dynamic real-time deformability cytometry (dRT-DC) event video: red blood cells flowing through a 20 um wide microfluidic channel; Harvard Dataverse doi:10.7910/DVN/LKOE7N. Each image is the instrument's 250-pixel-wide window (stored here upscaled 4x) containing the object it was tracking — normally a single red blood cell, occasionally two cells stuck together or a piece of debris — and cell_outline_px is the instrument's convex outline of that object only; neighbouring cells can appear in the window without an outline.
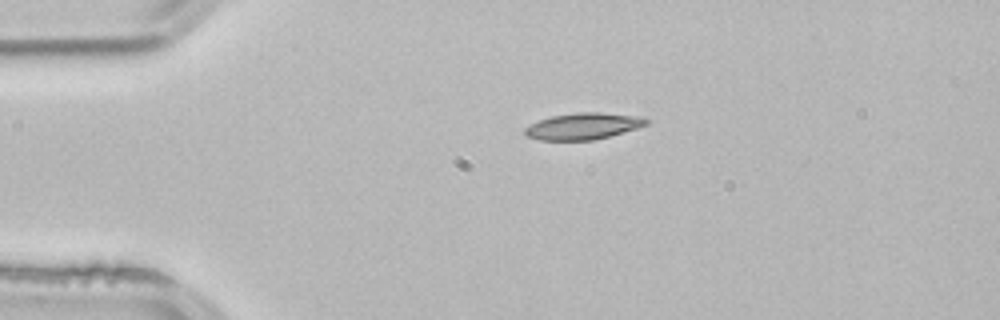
{"species": "common noctule bat (a hibernating species)", "species_latin": "Nyctalus noctula", "temperature_condition": "room temperature", "stored_images_in_passage": 2, "camera_frame_rate_fps": 3000, "um_per_image_px": 0.085, "animal": {"sex": "male", "body_mass_g": 21.5, "forearm_length_mm": 52.0}, "frame": {"image": 1, "passage_image": 1, "time_ms": 0.0, "image_size_px": [1000, 320], "cell_outline_px": [[652, 120], [648, 124], [636, 128], [608, 136], [592, 140], [540, 140], [528, 136], [524, 132], [524, 128], [540, 120], [552, 116], [576, 112], [600, 112], [640, 116]], "centroid_in_image_um": [49.61, 10.71], "position_along_channel_um": 35.4, "area_um2": 18.61}}
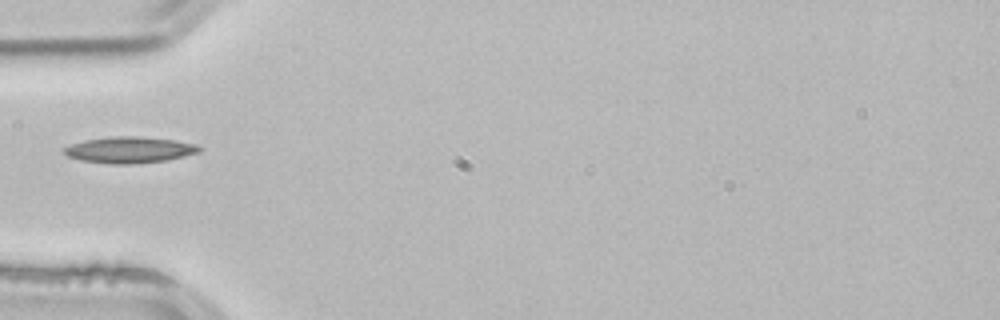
{"frame": {"image": 2, "passage_image": 2, "time_ms": 0.333, "image_size_px": [1000, 320], "cell_outline_px": [[204, 148], [200, 152], [168, 160], [136, 164], [112, 164], [80, 160], [68, 156], [64, 152], [64, 148], [72, 144], [84, 140], [112, 136], [140, 136], [172, 140], [196, 144]], "centroid_in_image_um": [11.04, 12.74], "position_along_channel_um": 74.0, "area_um2": 20.75}}